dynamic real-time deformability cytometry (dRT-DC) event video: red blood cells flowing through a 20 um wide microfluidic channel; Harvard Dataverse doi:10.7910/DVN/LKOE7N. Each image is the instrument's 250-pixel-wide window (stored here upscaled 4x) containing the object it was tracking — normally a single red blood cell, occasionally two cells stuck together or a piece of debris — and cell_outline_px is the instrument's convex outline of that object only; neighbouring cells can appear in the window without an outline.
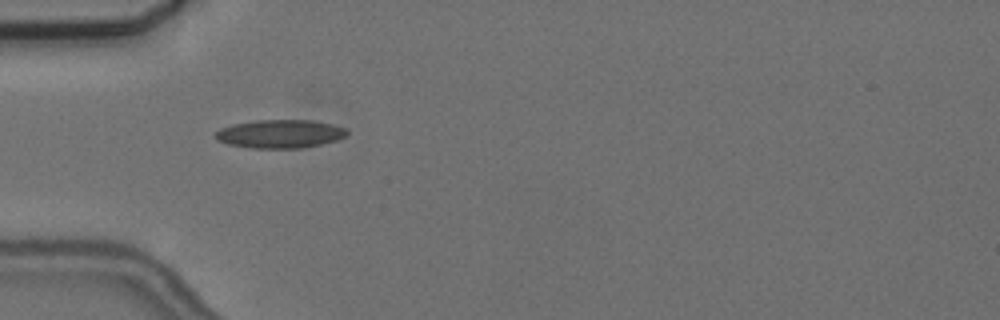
{"species": "common noctule bat (a hibernating species)", "species_latin": "Nyctalus noctula", "temperature_condition": "cold", "stored_images_in_passage": 2, "camera_frame_rate_fps": 3000, "um_per_image_px": 0.085, "animal": {"sex": "female", "body_mass_g": 24.6, "forearm_length_mm": 56.2}, "frame": {"image": 1, "passage_image": 1, "time_ms": 0.0, "image_size_px": [1000, 320], "cell_outline_px": [[348, 132], [344, 136], [336, 140], [304, 148], [252, 148], [228, 144], [216, 140], [212, 136], [220, 128], [232, 124], [256, 120], [312, 120], [332, 124], [348, 128]], "centroid_in_image_um": [23.77, 11.37], "position_along_channel_um": 61.2, "area_um2": 21.91}}
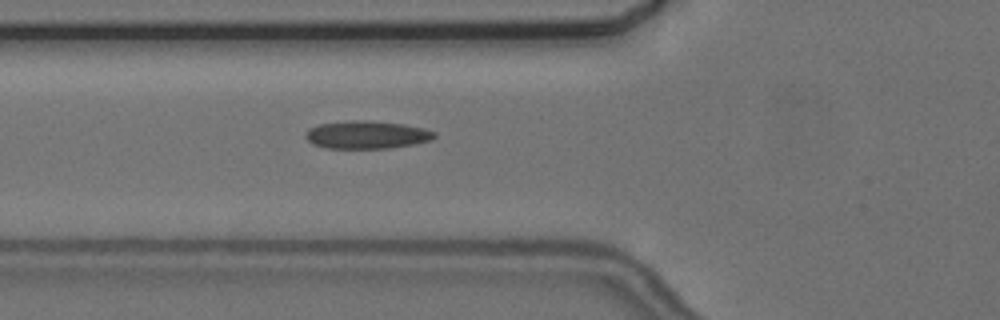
{"frame": {"image": 2, "passage_image": 2, "time_ms": 1.0, "image_size_px": [1000, 320], "cell_outline_px": [[436, 136], [432, 140], [412, 144], [388, 148], [328, 148], [312, 144], [304, 136], [304, 132], [308, 128], [320, 124], [352, 120], [364, 120], [404, 124], [424, 128], [436, 132]], "centroid_in_image_um": [31.16, 11.45], "position_along_channel_um": 94.6, "area_um2": 20.92}}